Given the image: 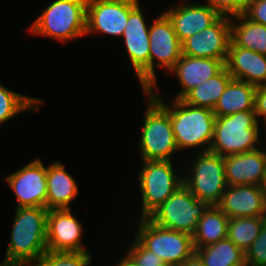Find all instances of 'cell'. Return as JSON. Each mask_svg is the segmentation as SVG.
Returning a JSON list of instances; mask_svg holds the SVG:
<instances>
[{"mask_svg": "<svg viewBox=\"0 0 266 266\" xmlns=\"http://www.w3.org/2000/svg\"><path fill=\"white\" fill-rule=\"evenodd\" d=\"M170 19L178 39L182 42L186 38L200 33L214 24L221 15L210 5L189 3L177 4L172 9L164 11Z\"/></svg>", "mask_w": 266, "mask_h": 266, "instance_id": "obj_18", "label": "cell"}, {"mask_svg": "<svg viewBox=\"0 0 266 266\" xmlns=\"http://www.w3.org/2000/svg\"><path fill=\"white\" fill-rule=\"evenodd\" d=\"M118 266H137L135 262L126 254L124 260H121Z\"/></svg>", "mask_w": 266, "mask_h": 266, "instance_id": "obj_36", "label": "cell"}, {"mask_svg": "<svg viewBox=\"0 0 266 266\" xmlns=\"http://www.w3.org/2000/svg\"><path fill=\"white\" fill-rule=\"evenodd\" d=\"M209 205L199 201L182 184L147 218L160 227L194 235L199 219Z\"/></svg>", "mask_w": 266, "mask_h": 266, "instance_id": "obj_6", "label": "cell"}, {"mask_svg": "<svg viewBox=\"0 0 266 266\" xmlns=\"http://www.w3.org/2000/svg\"><path fill=\"white\" fill-rule=\"evenodd\" d=\"M230 20L231 41L237 46L266 55V26L248 19L244 14Z\"/></svg>", "mask_w": 266, "mask_h": 266, "instance_id": "obj_24", "label": "cell"}, {"mask_svg": "<svg viewBox=\"0 0 266 266\" xmlns=\"http://www.w3.org/2000/svg\"><path fill=\"white\" fill-rule=\"evenodd\" d=\"M254 110L256 116L264 117L263 123H265L264 125H266V83L256 87Z\"/></svg>", "mask_w": 266, "mask_h": 266, "instance_id": "obj_34", "label": "cell"}, {"mask_svg": "<svg viewBox=\"0 0 266 266\" xmlns=\"http://www.w3.org/2000/svg\"><path fill=\"white\" fill-rule=\"evenodd\" d=\"M47 208L16 207L5 260L10 266L33 265L47 251Z\"/></svg>", "mask_w": 266, "mask_h": 266, "instance_id": "obj_1", "label": "cell"}, {"mask_svg": "<svg viewBox=\"0 0 266 266\" xmlns=\"http://www.w3.org/2000/svg\"><path fill=\"white\" fill-rule=\"evenodd\" d=\"M225 61L182 54L170 70L175 72L183 88L174 99H182L190 90L218 74L225 67Z\"/></svg>", "mask_w": 266, "mask_h": 266, "instance_id": "obj_20", "label": "cell"}, {"mask_svg": "<svg viewBox=\"0 0 266 266\" xmlns=\"http://www.w3.org/2000/svg\"><path fill=\"white\" fill-rule=\"evenodd\" d=\"M228 186H264L266 178V151H253L223 157Z\"/></svg>", "mask_w": 266, "mask_h": 266, "instance_id": "obj_17", "label": "cell"}, {"mask_svg": "<svg viewBox=\"0 0 266 266\" xmlns=\"http://www.w3.org/2000/svg\"><path fill=\"white\" fill-rule=\"evenodd\" d=\"M198 154L189 176L183 177V184L199 201L217 206L228 186L223 157L210 151Z\"/></svg>", "mask_w": 266, "mask_h": 266, "instance_id": "obj_8", "label": "cell"}, {"mask_svg": "<svg viewBox=\"0 0 266 266\" xmlns=\"http://www.w3.org/2000/svg\"><path fill=\"white\" fill-rule=\"evenodd\" d=\"M265 224L266 217L230 218L228 222L227 238L245 253L259 236Z\"/></svg>", "mask_w": 266, "mask_h": 266, "instance_id": "obj_27", "label": "cell"}, {"mask_svg": "<svg viewBox=\"0 0 266 266\" xmlns=\"http://www.w3.org/2000/svg\"><path fill=\"white\" fill-rule=\"evenodd\" d=\"M180 266H205L200 258L194 254L192 257L184 261Z\"/></svg>", "mask_w": 266, "mask_h": 266, "instance_id": "obj_35", "label": "cell"}, {"mask_svg": "<svg viewBox=\"0 0 266 266\" xmlns=\"http://www.w3.org/2000/svg\"><path fill=\"white\" fill-rule=\"evenodd\" d=\"M47 167L39 159H34L6 178L17 199V208H46Z\"/></svg>", "mask_w": 266, "mask_h": 266, "instance_id": "obj_13", "label": "cell"}, {"mask_svg": "<svg viewBox=\"0 0 266 266\" xmlns=\"http://www.w3.org/2000/svg\"><path fill=\"white\" fill-rule=\"evenodd\" d=\"M225 67L233 79L259 86L266 83V55L230 42Z\"/></svg>", "mask_w": 266, "mask_h": 266, "instance_id": "obj_19", "label": "cell"}, {"mask_svg": "<svg viewBox=\"0 0 266 266\" xmlns=\"http://www.w3.org/2000/svg\"><path fill=\"white\" fill-rule=\"evenodd\" d=\"M255 94L256 86L232 78L213 112L215 116H228L238 112L255 111Z\"/></svg>", "mask_w": 266, "mask_h": 266, "instance_id": "obj_22", "label": "cell"}, {"mask_svg": "<svg viewBox=\"0 0 266 266\" xmlns=\"http://www.w3.org/2000/svg\"><path fill=\"white\" fill-rule=\"evenodd\" d=\"M148 104L140 138L142 160L170 161L178 151L168 111L148 92Z\"/></svg>", "mask_w": 266, "mask_h": 266, "instance_id": "obj_5", "label": "cell"}, {"mask_svg": "<svg viewBox=\"0 0 266 266\" xmlns=\"http://www.w3.org/2000/svg\"><path fill=\"white\" fill-rule=\"evenodd\" d=\"M139 3L130 11L123 31L124 43L144 91L149 90V27Z\"/></svg>", "mask_w": 266, "mask_h": 266, "instance_id": "obj_12", "label": "cell"}, {"mask_svg": "<svg viewBox=\"0 0 266 266\" xmlns=\"http://www.w3.org/2000/svg\"><path fill=\"white\" fill-rule=\"evenodd\" d=\"M143 164L138 179L143 201L141 218H147L183 184V177L175 174L171 160H143Z\"/></svg>", "mask_w": 266, "mask_h": 266, "instance_id": "obj_9", "label": "cell"}, {"mask_svg": "<svg viewBox=\"0 0 266 266\" xmlns=\"http://www.w3.org/2000/svg\"><path fill=\"white\" fill-rule=\"evenodd\" d=\"M229 217L217 206H209L198 221L193 235L195 248H202L227 238Z\"/></svg>", "mask_w": 266, "mask_h": 266, "instance_id": "obj_23", "label": "cell"}, {"mask_svg": "<svg viewBox=\"0 0 266 266\" xmlns=\"http://www.w3.org/2000/svg\"><path fill=\"white\" fill-rule=\"evenodd\" d=\"M243 14L248 19L266 26V0H249Z\"/></svg>", "mask_w": 266, "mask_h": 266, "instance_id": "obj_33", "label": "cell"}, {"mask_svg": "<svg viewBox=\"0 0 266 266\" xmlns=\"http://www.w3.org/2000/svg\"><path fill=\"white\" fill-rule=\"evenodd\" d=\"M217 207L229 219L266 217V189L264 186H227Z\"/></svg>", "mask_w": 266, "mask_h": 266, "instance_id": "obj_15", "label": "cell"}, {"mask_svg": "<svg viewBox=\"0 0 266 266\" xmlns=\"http://www.w3.org/2000/svg\"><path fill=\"white\" fill-rule=\"evenodd\" d=\"M231 79V74L224 67L218 74L190 90L182 100L195 107L213 110Z\"/></svg>", "mask_w": 266, "mask_h": 266, "instance_id": "obj_25", "label": "cell"}, {"mask_svg": "<svg viewBox=\"0 0 266 266\" xmlns=\"http://www.w3.org/2000/svg\"><path fill=\"white\" fill-rule=\"evenodd\" d=\"M136 238L152 253L159 256L167 266H180L195 254L193 236L166 229L141 218Z\"/></svg>", "mask_w": 266, "mask_h": 266, "instance_id": "obj_7", "label": "cell"}, {"mask_svg": "<svg viewBox=\"0 0 266 266\" xmlns=\"http://www.w3.org/2000/svg\"><path fill=\"white\" fill-rule=\"evenodd\" d=\"M89 251H49L47 250L34 266H89L91 261Z\"/></svg>", "mask_w": 266, "mask_h": 266, "instance_id": "obj_29", "label": "cell"}, {"mask_svg": "<svg viewBox=\"0 0 266 266\" xmlns=\"http://www.w3.org/2000/svg\"><path fill=\"white\" fill-rule=\"evenodd\" d=\"M86 7L87 0H54L29 30L65 42L85 36Z\"/></svg>", "mask_w": 266, "mask_h": 266, "instance_id": "obj_4", "label": "cell"}, {"mask_svg": "<svg viewBox=\"0 0 266 266\" xmlns=\"http://www.w3.org/2000/svg\"><path fill=\"white\" fill-rule=\"evenodd\" d=\"M149 89L156 88L155 66L169 71L182 56V44L168 16L162 12L149 26ZM158 62L157 64L154 61Z\"/></svg>", "mask_w": 266, "mask_h": 266, "instance_id": "obj_10", "label": "cell"}, {"mask_svg": "<svg viewBox=\"0 0 266 266\" xmlns=\"http://www.w3.org/2000/svg\"><path fill=\"white\" fill-rule=\"evenodd\" d=\"M61 162H53L47 167L46 208L70 209V202L78 195L75 179L67 173Z\"/></svg>", "mask_w": 266, "mask_h": 266, "instance_id": "obj_21", "label": "cell"}, {"mask_svg": "<svg viewBox=\"0 0 266 266\" xmlns=\"http://www.w3.org/2000/svg\"><path fill=\"white\" fill-rule=\"evenodd\" d=\"M230 42V19L228 16H221L208 28L183 40L182 54L226 60Z\"/></svg>", "mask_w": 266, "mask_h": 266, "instance_id": "obj_14", "label": "cell"}, {"mask_svg": "<svg viewBox=\"0 0 266 266\" xmlns=\"http://www.w3.org/2000/svg\"><path fill=\"white\" fill-rule=\"evenodd\" d=\"M259 124L255 111L216 116L210 152L222 157L258 149Z\"/></svg>", "mask_w": 266, "mask_h": 266, "instance_id": "obj_3", "label": "cell"}, {"mask_svg": "<svg viewBox=\"0 0 266 266\" xmlns=\"http://www.w3.org/2000/svg\"><path fill=\"white\" fill-rule=\"evenodd\" d=\"M139 0H87L85 34L123 36L130 11Z\"/></svg>", "mask_w": 266, "mask_h": 266, "instance_id": "obj_11", "label": "cell"}, {"mask_svg": "<svg viewBox=\"0 0 266 266\" xmlns=\"http://www.w3.org/2000/svg\"><path fill=\"white\" fill-rule=\"evenodd\" d=\"M221 16H237L244 13L249 0H206ZM229 14V15H228Z\"/></svg>", "mask_w": 266, "mask_h": 266, "instance_id": "obj_32", "label": "cell"}, {"mask_svg": "<svg viewBox=\"0 0 266 266\" xmlns=\"http://www.w3.org/2000/svg\"><path fill=\"white\" fill-rule=\"evenodd\" d=\"M195 254L205 266H246L245 253L228 238L195 248Z\"/></svg>", "mask_w": 266, "mask_h": 266, "instance_id": "obj_26", "label": "cell"}, {"mask_svg": "<svg viewBox=\"0 0 266 266\" xmlns=\"http://www.w3.org/2000/svg\"><path fill=\"white\" fill-rule=\"evenodd\" d=\"M154 90L147 91L168 111L178 151L204 144L208 145L200 152L209 151L216 119L213 110L189 105L182 99H174L173 105L166 104L154 95Z\"/></svg>", "mask_w": 266, "mask_h": 266, "instance_id": "obj_2", "label": "cell"}, {"mask_svg": "<svg viewBox=\"0 0 266 266\" xmlns=\"http://www.w3.org/2000/svg\"><path fill=\"white\" fill-rule=\"evenodd\" d=\"M47 250L88 251L81 244L82 225L70 209H51L47 214Z\"/></svg>", "mask_w": 266, "mask_h": 266, "instance_id": "obj_16", "label": "cell"}, {"mask_svg": "<svg viewBox=\"0 0 266 266\" xmlns=\"http://www.w3.org/2000/svg\"><path fill=\"white\" fill-rule=\"evenodd\" d=\"M0 266H10L7 261L4 259V261L2 262V264H0Z\"/></svg>", "mask_w": 266, "mask_h": 266, "instance_id": "obj_37", "label": "cell"}, {"mask_svg": "<svg viewBox=\"0 0 266 266\" xmlns=\"http://www.w3.org/2000/svg\"><path fill=\"white\" fill-rule=\"evenodd\" d=\"M41 102L38 98L22 95L0 84V125L24 110L35 108L38 111L36 106Z\"/></svg>", "mask_w": 266, "mask_h": 266, "instance_id": "obj_28", "label": "cell"}, {"mask_svg": "<svg viewBox=\"0 0 266 266\" xmlns=\"http://www.w3.org/2000/svg\"><path fill=\"white\" fill-rule=\"evenodd\" d=\"M246 266H266V224L259 236L245 251Z\"/></svg>", "mask_w": 266, "mask_h": 266, "instance_id": "obj_31", "label": "cell"}, {"mask_svg": "<svg viewBox=\"0 0 266 266\" xmlns=\"http://www.w3.org/2000/svg\"><path fill=\"white\" fill-rule=\"evenodd\" d=\"M130 248L127 255L137 266H167L159 256L148 250L137 238Z\"/></svg>", "mask_w": 266, "mask_h": 266, "instance_id": "obj_30", "label": "cell"}]
</instances>
